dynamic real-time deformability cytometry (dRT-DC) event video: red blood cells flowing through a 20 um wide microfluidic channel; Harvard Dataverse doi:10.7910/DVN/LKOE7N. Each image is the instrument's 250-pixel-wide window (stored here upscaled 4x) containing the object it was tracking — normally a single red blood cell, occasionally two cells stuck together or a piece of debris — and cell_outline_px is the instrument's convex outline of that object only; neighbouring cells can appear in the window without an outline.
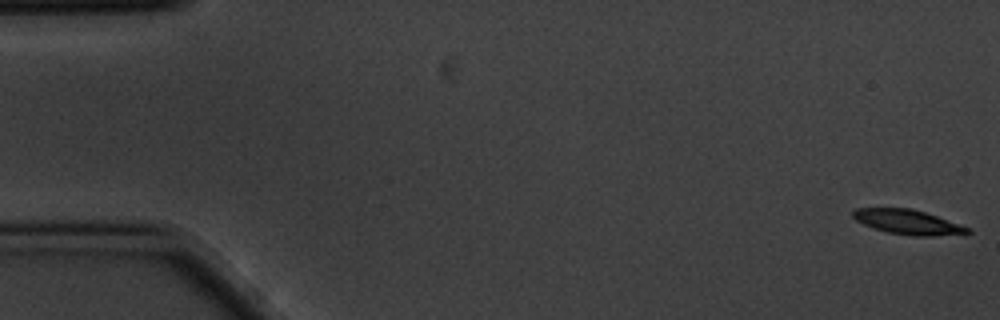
{"species": "common noctule bat (a hibernating species)", "species_latin": "Nyctalus noctula", "temperature_condition": "cold", "stored_images_in_passage": 5, "camera_frame_rate_fps": 3000, "um_per_image_px": 0.085, "animal": {"sex": "male", "body_mass_g": 20.1, "forearm_length_mm": 53.5}, "frame": {"image": 1, "passage_image": 1, "time_ms": 0.0, "image_size_px": [1000, 320], "cell_outline_px": [[972, 232], [932, 236], [916, 236], [888, 232], [864, 224], [856, 220], [852, 216], [852, 212], [856, 208], [912, 208], [972, 228]], "centroid_in_image_um": [77.17, 18.86], "position_along_channel_um": 7.8, "area_um2": 16.18}}
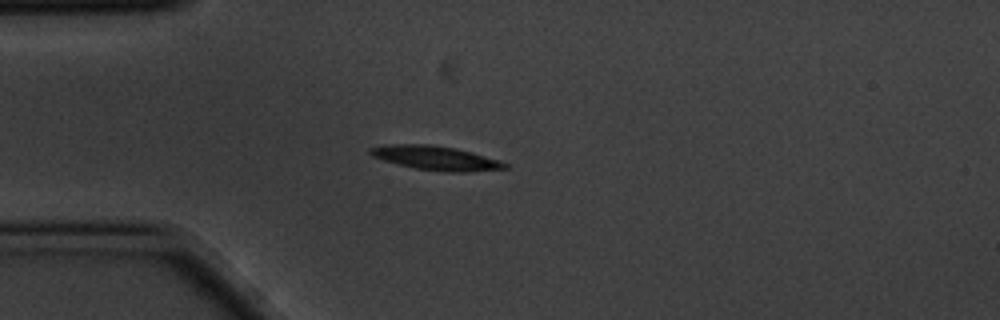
{"frame": {"image": 2, "passage_image": 5, "time_ms": 1.333, "image_size_px": [1000, 320], "cell_outline_px": [[508, 168], [468, 172], [448, 172], [416, 168], [384, 160], [372, 156], [368, 152], [372, 148], [388, 144], [428, 144], [456, 148], [472, 152], [508, 164]], "centroid_in_image_um": [37.05, 13.43], "position_along_channel_um": 47.9, "area_um2": 18.55}}